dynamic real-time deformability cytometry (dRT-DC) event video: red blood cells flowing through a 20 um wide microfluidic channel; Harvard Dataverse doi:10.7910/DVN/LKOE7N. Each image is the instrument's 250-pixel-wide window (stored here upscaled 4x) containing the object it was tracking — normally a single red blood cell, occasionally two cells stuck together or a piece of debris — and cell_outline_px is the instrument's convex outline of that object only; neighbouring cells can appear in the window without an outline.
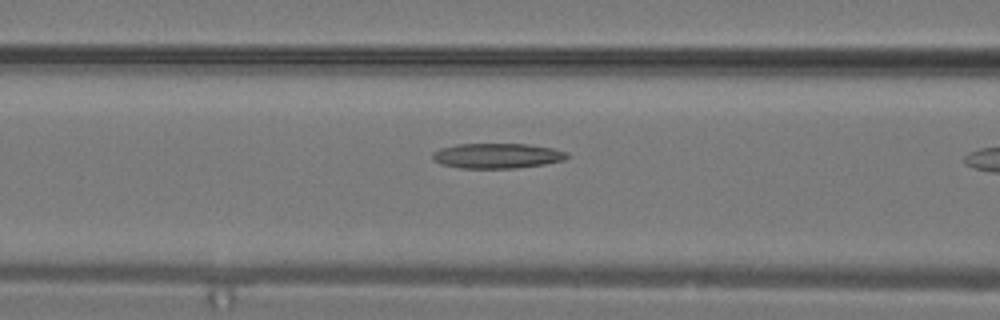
{"species": "common noctule bat (a hibernating species)", "species_latin": "Nyctalus noctula", "temperature_condition": "warm", "stored_images_in_passage": 5, "camera_frame_rate_fps": 3000, "um_per_image_px": 0.085, "animal": {"sex": "male", "body_mass_g": 19.2, "forearm_length_mm": 51.8}, "frame": {"image": 1, "passage_image": 4, "time_ms": 1.0, "image_size_px": [1000, 320], "cell_outline_px": [[568, 156], [564, 160], [544, 164], [516, 168], [460, 168], [440, 164], [432, 160], [432, 152], [440, 148], [456, 144], [528, 144], [552, 148], [564, 152]], "centroid_in_image_um": [42.18, 13.24], "position_along_channel_um": 124.4, "area_um2": 19.65}}